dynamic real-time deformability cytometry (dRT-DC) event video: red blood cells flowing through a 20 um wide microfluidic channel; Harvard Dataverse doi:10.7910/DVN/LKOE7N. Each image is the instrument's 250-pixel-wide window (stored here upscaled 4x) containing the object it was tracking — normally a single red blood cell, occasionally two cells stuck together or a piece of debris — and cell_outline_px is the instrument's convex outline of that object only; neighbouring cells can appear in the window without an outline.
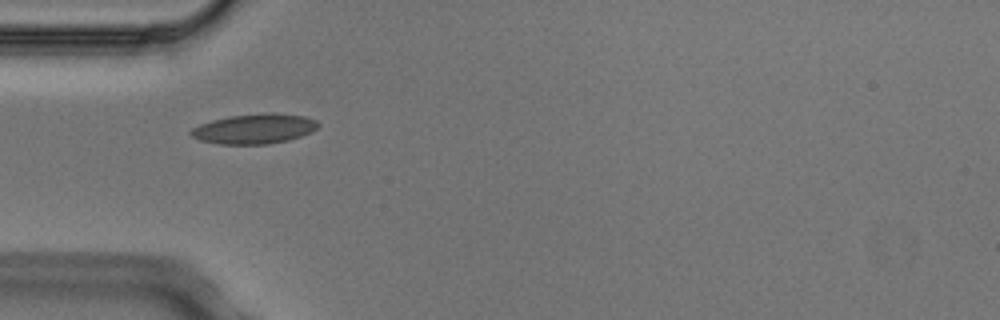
{"species": "Egyptian fruit bat (a non-hibernating species)", "species_latin": "Rousettus aegyptiacus", "temperature_condition": "cold", "stored_images_in_passage": 4, "camera_frame_rate_fps": 3000, "um_per_image_px": 0.085, "animal": {"sex": "male"}, "frame": {"image": 1, "passage_image": 1, "time_ms": 0.0, "image_size_px": [1000, 320], "cell_outline_px": [[320, 124], [312, 132], [288, 140], [268, 144], [220, 144], [200, 140], [192, 136], [188, 132], [192, 128], [200, 124], [212, 120], [228, 116], [268, 112], [272, 112], [304, 116], [316, 120]], "centroid_in_image_um": [21.62, 10.94], "position_along_channel_um": 63.4, "area_um2": 22.25}}
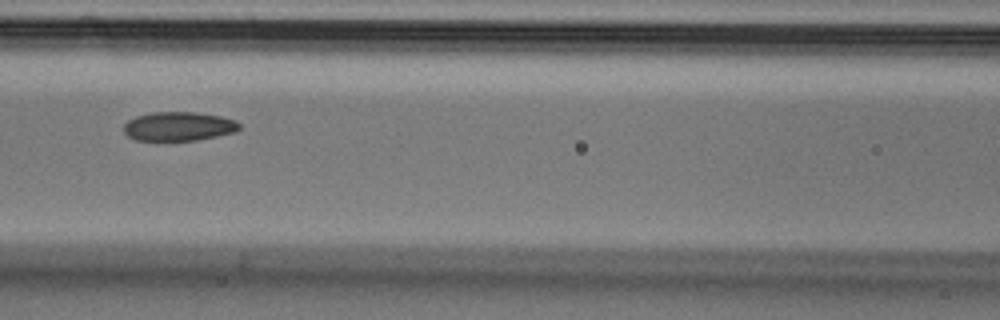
{"frame": {"image": 2, "passage_image": 3, "time_ms": 0.667, "image_size_px": [1000, 320], "cell_outline_px": [[240, 128], [236, 132], [196, 140], [136, 140], [128, 136], [124, 132], [124, 124], [128, 120], [136, 116], [152, 112], [196, 112], [220, 116], [236, 120], [240, 124]], "centroid_in_image_um": [15.19, 10.73], "position_along_channel_um": 151.4, "area_um2": 19.54}}
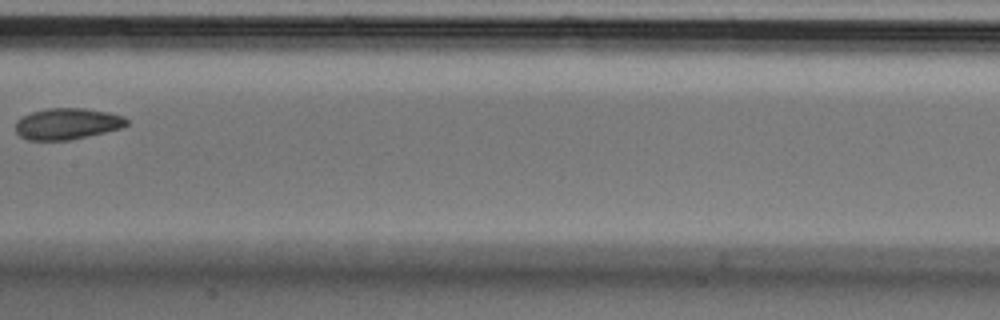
{"frame": {"image": 3, "passage_image": 4, "time_ms": 1.0, "image_size_px": [1000, 320], "cell_outline_px": [[128, 124], [120, 128], [72, 140], [28, 140], [20, 136], [16, 132], [16, 120], [32, 112], [48, 108], [84, 108], [108, 112], [124, 116], [128, 120]], "centroid_in_image_um": [5.71, 10.52], "position_along_channel_um": 201.7, "area_um2": 20.23}}